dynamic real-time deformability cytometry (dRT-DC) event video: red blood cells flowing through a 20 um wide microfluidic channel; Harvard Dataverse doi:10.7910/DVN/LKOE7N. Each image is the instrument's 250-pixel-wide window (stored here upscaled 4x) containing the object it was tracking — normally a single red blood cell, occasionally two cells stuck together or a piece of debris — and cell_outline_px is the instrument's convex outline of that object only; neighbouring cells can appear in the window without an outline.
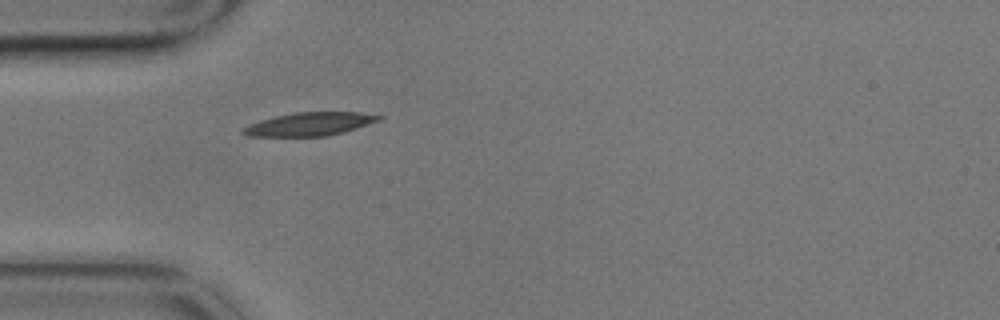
{"species": "common noctule bat (a hibernating species)", "species_latin": "Nyctalus noctula", "temperature_condition": "cold", "stored_images_in_passage": 1, "camera_frame_rate_fps": 3000, "um_per_image_px": 0.085, "animal": {"sex": "male", "body_mass_g": 17.9}, "frame": {"image": 1, "passage_image": 1, "time_ms": 0.0, "image_size_px": [1000, 320], "cell_outline_px": [[384, 116], [380, 120], [344, 132], [328, 136], [248, 136], [240, 132], [244, 128], [260, 120], [292, 112], [360, 112]], "centroid_in_image_um": [26.35, 10.54], "position_along_channel_um": 58.7, "area_um2": 18.32}}